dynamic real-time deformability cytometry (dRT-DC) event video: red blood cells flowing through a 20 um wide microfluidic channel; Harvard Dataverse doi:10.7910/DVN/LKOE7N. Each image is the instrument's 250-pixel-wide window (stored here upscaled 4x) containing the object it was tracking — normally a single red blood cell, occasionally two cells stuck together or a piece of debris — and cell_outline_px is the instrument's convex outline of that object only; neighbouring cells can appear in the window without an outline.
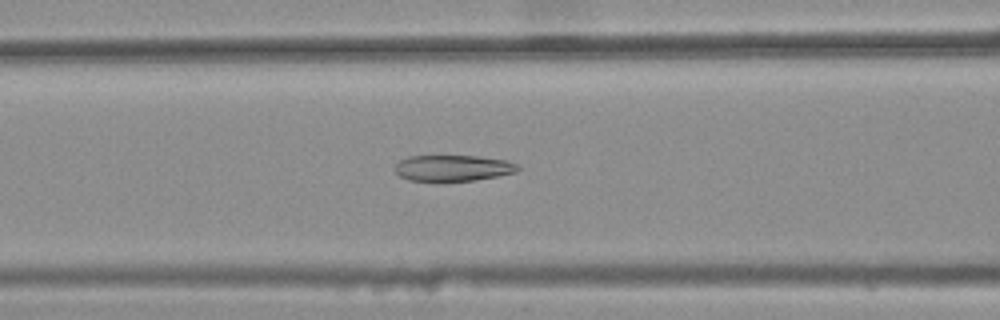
{"species": "common noctule bat (a hibernating species)", "species_latin": "Nyctalus noctula", "temperature_condition": "warm", "stored_images_in_passage": 46, "camera_frame_rate_fps": 3000, "um_per_image_px": 0.085, "animal": {"sex": "female", "body_mass_g": 25.1}, "frame": {"image": 1, "passage_image": 21, "time_ms": 6.667, "image_size_px": [1000, 320], "cell_outline_px": [[520, 168], [516, 172], [500, 176], [472, 180], [440, 184], [436, 184], [408, 180], [400, 176], [396, 172], [396, 164], [400, 160], [408, 156], [476, 156], [508, 160], [516, 164]], "centroid_in_image_um": [38.47, 14.33], "position_along_channel_um": 128.1, "area_um2": 19.42}}
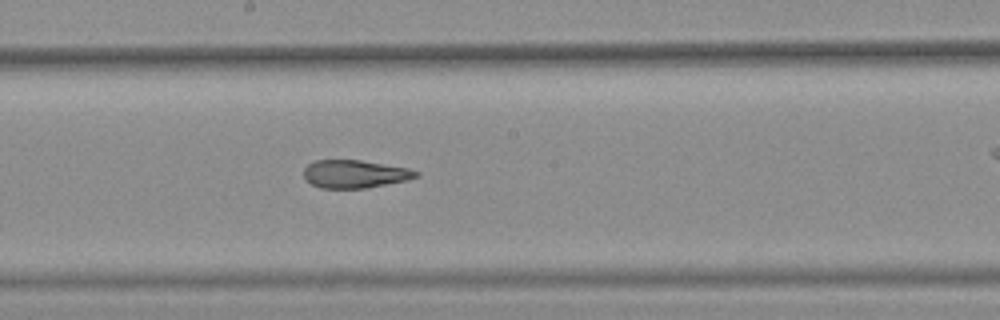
{"frame": {"image": 2, "passage_image": 28, "time_ms": 9.0, "image_size_px": [1000, 320], "cell_outline_px": [[420, 176], [408, 180], [364, 188], [320, 188], [304, 180], [304, 168], [308, 164], [316, 160], [360, 160], [408, 168], [420, 172]], "centroid_in_image_um": [30.16, 14.79], "position_along_channel_um": 218.0, "area_um2": 18.32}}
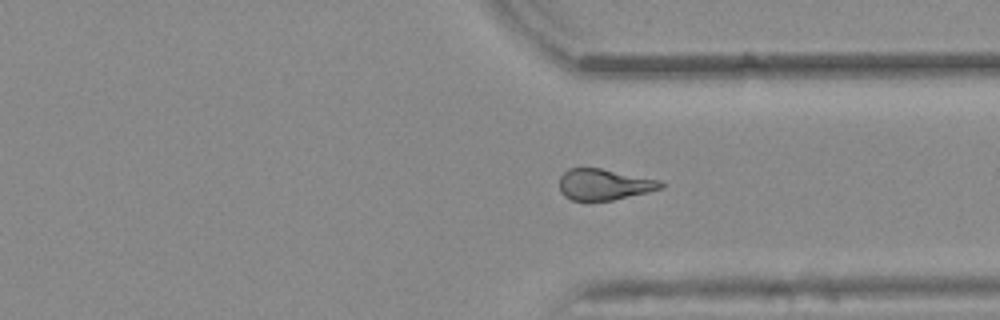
{"frame": {"image": 3, "passage_image": 39, "time_ms": 12.667, "image_size_px": [1000, 320], "cell_outline_px": [[664, 188], [648, 192], [612, 200], [572, 200], [564, 196], [560, 192], [560, 176], [568, 168], [600, 168], [660, 180], [664, 184]], "centroid_in_image_um": [51.35, 15.67], "position_along_channel_um": 360.0, "area_um2": 18.32}, "authors_computed_cell_mechanics": {"area_um2": 19.5653, "velocity_mm_per_s": 3.864, "shape_relaxation_time_tau1_ms": null, "shape_relaxation_time_tau2_ms": 2.6181, "deformation_change_tau1": null, "deformation_change_tau2": 0.1209}}